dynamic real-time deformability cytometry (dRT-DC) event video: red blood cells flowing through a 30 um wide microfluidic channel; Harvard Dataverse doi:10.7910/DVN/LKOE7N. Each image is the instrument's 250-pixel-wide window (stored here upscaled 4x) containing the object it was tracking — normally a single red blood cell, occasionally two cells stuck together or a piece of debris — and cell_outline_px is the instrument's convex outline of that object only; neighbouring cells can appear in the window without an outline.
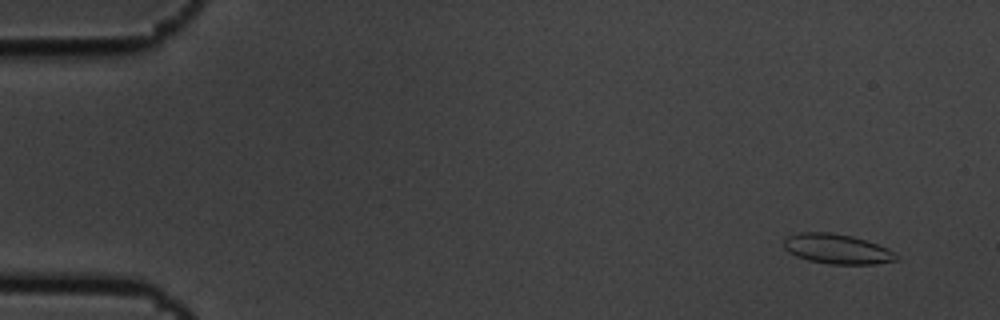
{"species": "common noctule bat (a hibernating species)", "species_latin": "Nyctalus noctula", "temperature_condition": "cold", "stored_images_in_passage": 7, "camera_frame_rate_fps": 3000, "um_per_image_px": 0.085, "animal": {"sex": "male", "body_mass_g": 19.5, "forearm_length_mm": 54.6}, "frame": {"image": 1, "passage_image": 2, "time_ms": 0.333, "image_size_px": [1000, 320], "cell_outline_px": [[900, 260], [876, 264], [828, 264], [808, 260], [796, 256], [788, 252], [784, 248], [784, 236], [800, 232], [832, 232], [852, 236], [888, 248], [900, 256]], "centroid_in_image_um": [71.15, 21.16], "position_along_channel_um": 13.9, "area_um2": 19.83}}
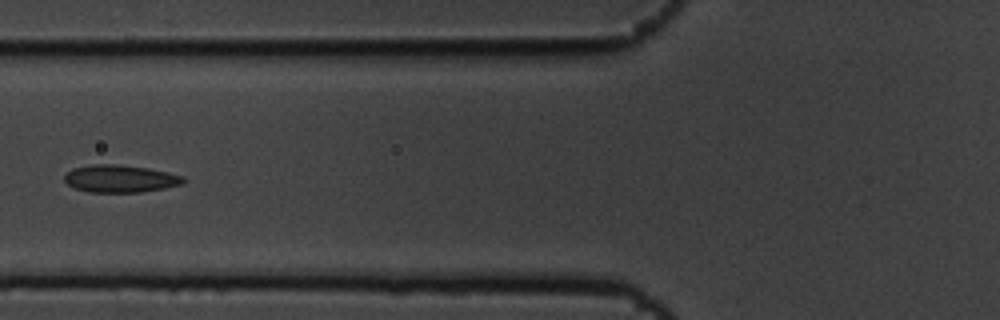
{"frame": {"image": 2, "passage_image": 7, "time_ms": 2.0, "image_size_px": [1000, 320], "cell_outline_px": [[184, 184], [164, 188], [140, 192], [88, 192], [76, 188], [68, 184], [64, 180], [64, 176], [72, 168], [92, 164], [116, 164], [148, 168], [184, 176]], "centroid_in_image_um": [10.21, 15.18], "position_along_channel_um": 115.6, "area_um2": 18.96}}